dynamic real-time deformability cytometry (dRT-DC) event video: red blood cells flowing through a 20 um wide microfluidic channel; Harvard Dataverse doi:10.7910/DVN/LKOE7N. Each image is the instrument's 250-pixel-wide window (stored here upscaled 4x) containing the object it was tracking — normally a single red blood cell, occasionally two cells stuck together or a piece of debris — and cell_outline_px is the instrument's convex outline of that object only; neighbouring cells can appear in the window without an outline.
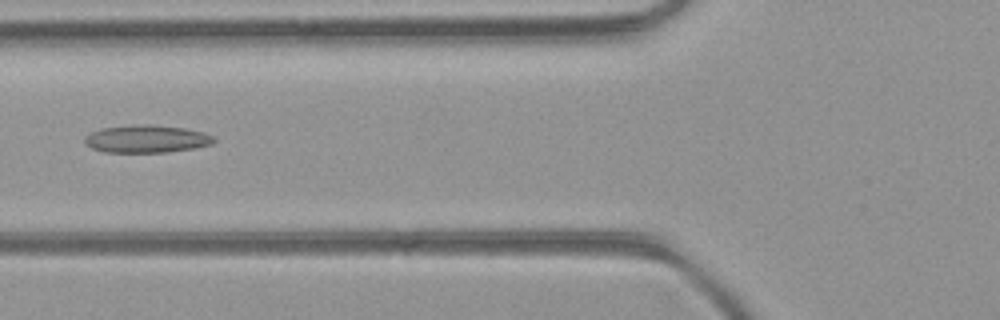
{"species": "common noctule bat (a hibernating species)", "species_latin": "Nyctalus noctula", "temperature_condition": "room temperature", "stored_images_in_passage": 17, "camera_frame_rate_fps": 3000, "um_per_image_px": 0.085, "animal": {"sex": "female", "body_mass_g": 21.9}, "frame": {"image": 1, "passage_image": 6, "time_ms": 1.667, "image_size_px": [1000, 320], "cell_outline_px": [[216, 140], [212, 144], [192, 148], [168, 152], [104, 152], [92, 148], [84, 144], [84, 136], [92, 132], [104, 128], [144, 124], [148, 124], [184, 128], [204, 132], [212, 136]], "centroid_in_image_um": [12.45, 11.81], "position_along_channel_um": 113.4, "area_um2": 20.63}}
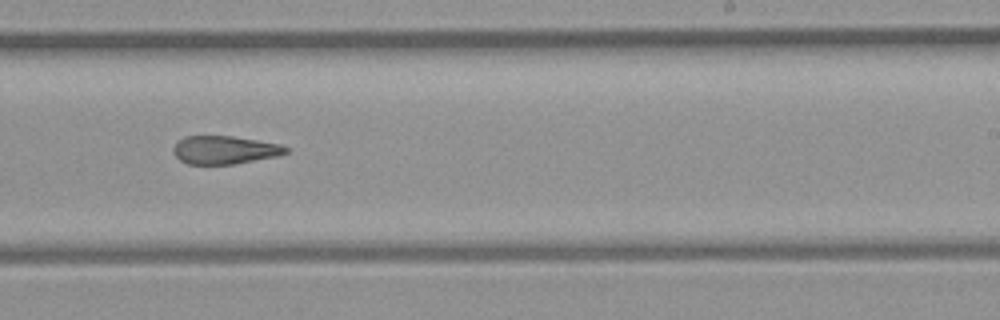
{"frame": {"image": 2, "passage_image": 17, "time_ms": 5.333, "image_size_px": [1000, 320], "cell_outline_px": [[292, 148], [288, 152], [276, 156], [232, 164], [188, 164], [180, 160], [172, 152], [172, 148], [184, 136], [232, 136], [280, 144]], "centroid_in_image_um": [19.1, 12.74], "position_along_channel_um": 269.9, "area_um2": 18.38}}